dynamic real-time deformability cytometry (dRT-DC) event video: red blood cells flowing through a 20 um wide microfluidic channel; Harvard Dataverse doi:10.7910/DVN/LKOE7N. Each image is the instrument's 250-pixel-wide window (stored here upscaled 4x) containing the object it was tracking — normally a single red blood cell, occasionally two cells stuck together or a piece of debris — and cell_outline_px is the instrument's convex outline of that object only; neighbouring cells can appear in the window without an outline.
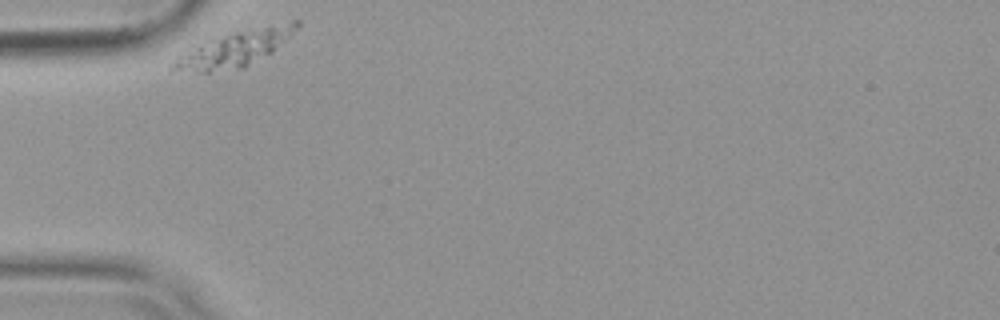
{"species": "common noctule bat (a hibernating species)", "species_latin": "Nyctalus noctula", "temperature_condition": "warm", "stored_images_in_passage": 35, "camera_frame_rate_fps": 3000, "um_per_image_px": 0.085, "animal": {"sex": "female", "body_mass_g": 19.9}, "frame": {"image": 1, "passage_image": 1, "time_ms": 0.0, "image_size_px": [1000, 320], "cell_outline_px": [[300, 24], [272, 52], [244, 68], [208, 72], [204, 72], [172, 68], [168, 64], [188, 44], [236, 32], [292, 20], [300, 20]], "centroid_in_image_um": [19.83, 4.14], "position_along_channel_um": 65.2, "area_um2": 25.55}}
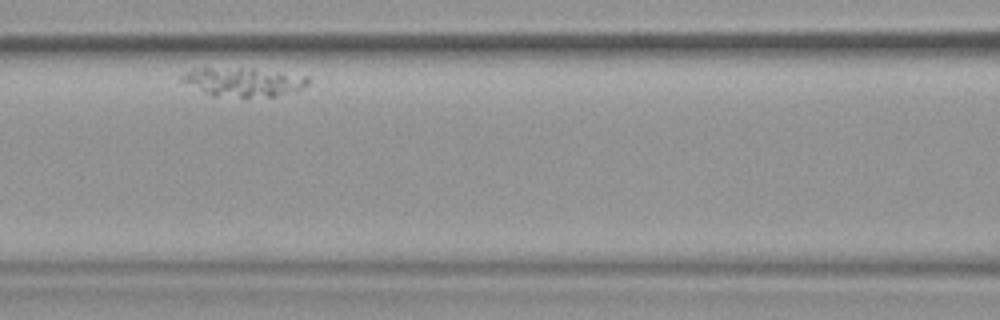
{"frame": {"image": 2, "passage_image": 10, "time_ms": 3.0, "image_size_px": [1000, 320], "cell_outline_px": [[308, 84], [296, 92], [272, 96], [244, 100], [212, 96], [180, 80], [180, 76], [192, 68], [252, 68], [308, 76]], "centroid_in_image_um": [20.7, 7.0], "position_along_channel_um": 145.9, "area_um2": 21.91}}
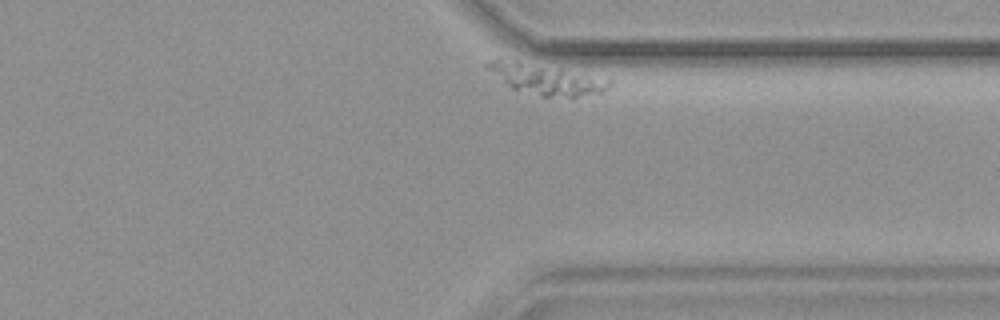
{"frame": {"image": 3, "passage_image": 34, "time_ms": 11.0, "image_size_px": [1000, 320], "cell_outline_px": [[612, 84], [608, 88], [600, 92], [572, 100], [540, 96], [512, 88], [484, 68], [484, 64], [488, 60], [500, 56], [612, 76]], "centroid_in_image_um": [46.52, 6.69], "position_along_channel_um": 364.9, "area_um2": 23.93}}